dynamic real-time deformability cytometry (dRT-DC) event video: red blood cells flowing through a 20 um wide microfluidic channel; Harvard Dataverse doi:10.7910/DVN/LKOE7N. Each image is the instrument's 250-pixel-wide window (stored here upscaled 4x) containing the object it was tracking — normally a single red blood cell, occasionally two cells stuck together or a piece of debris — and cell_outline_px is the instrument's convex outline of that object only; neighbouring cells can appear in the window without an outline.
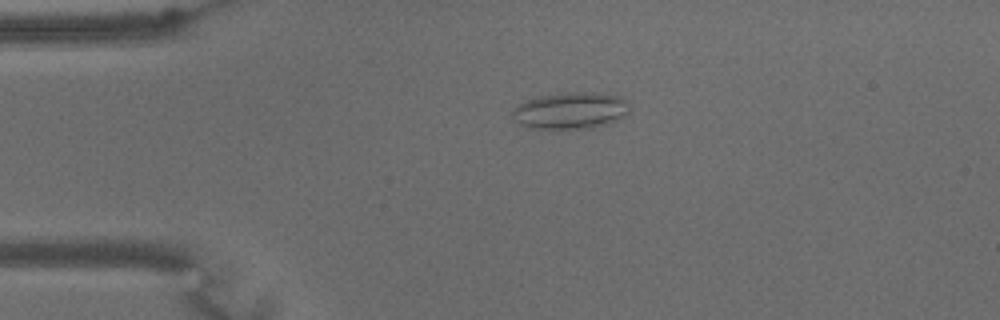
{"species": "common noctule bat (a hibernating species)", "species_latin": "Nyctalus noctula", "temperature_condition": "warm", "stored_images_in_passage": 63, "camera_frame_rate_fps": 3000, "um_per_image_px": 0.085, "animal": {"sex": "male", "body_mass_g": 15.6}, "frame": {"image": 1, "passage_image": 14, "time_ms": 4.333, "image_size_px": [1000, 320], "cell_outline_px": [[632, 104], [628, 112], [624, 116], [616, 120], [592, 128], [552, 132], [532, 128], [520, 124], [512, 120], [512, 108], [536, 96], [564, 92], [592, 92], [620, 96], [628, 100]], "centroid_in_image_um": [48.48, 9.43], "position_along_channel_um": 36.5, "area_um2": 26.13}}
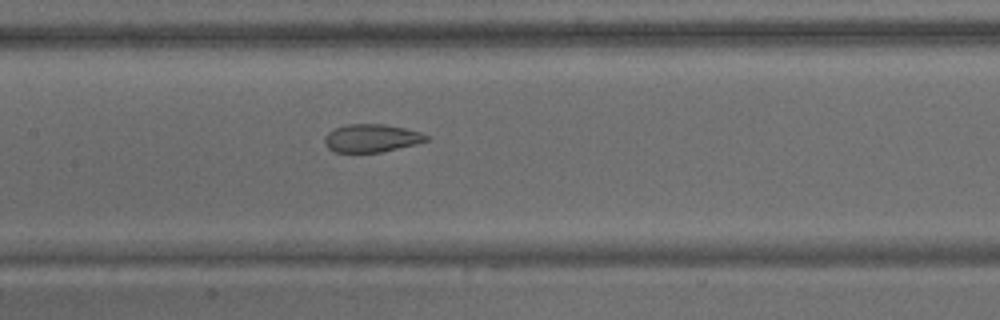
{"frame": {"image": 2, "passage_image": 30, "time_ms": 9.667, "image_size_px": [1000, 320], "cell_outline_px": [[428, 140], [416, 144], [380, 152], [332, 152], [324, 144], [324, 136], [328, 132], [336, 128], [348, 124], [384, 124], [404, 128], [420, 132], [428, 136]], "centroid_in_image_um": [31.54, 11.74], "position_along_channel_um": 175.9, "area_um2": 16.53}}
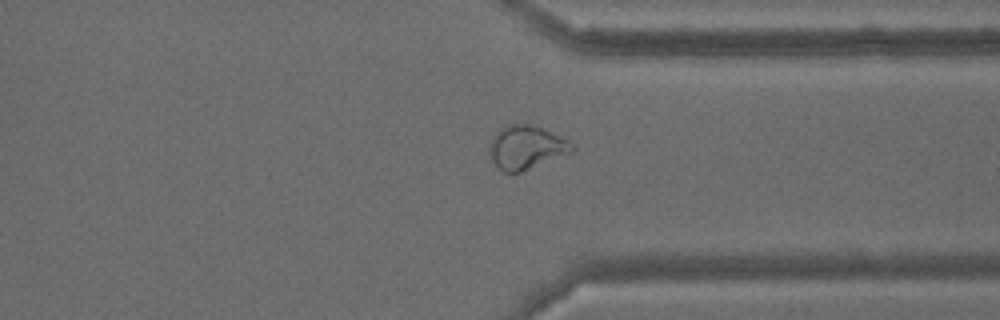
{"frame": {"image": 3, "passage_image": 48, "time_ms": 15.667, "image_size_px": [1000, 320], "cell_outline_px": [[576, 148], [572, 152], [520, 172], [504, 172], [492, 160], [488, 152], [492, 136], [500, 128], [508, 124], [532, 124], [544, 128], [568, 140]], "centroid_in_image_um": [44.72, 12.5], "position_along_channel_um": 366.7, "area_um2": 20.92}, "authors_computed_cell_mechanics": {"area_um2": 21.9062, "velocity_mm_per_s": 3.2048, "shape_relaxation_time_tau1_ms": null, "shape_relaxation_time_tau2_ms": 1.5003, "deformation_change_tau1": null, "deformation_change_tau2": 0.0688}}